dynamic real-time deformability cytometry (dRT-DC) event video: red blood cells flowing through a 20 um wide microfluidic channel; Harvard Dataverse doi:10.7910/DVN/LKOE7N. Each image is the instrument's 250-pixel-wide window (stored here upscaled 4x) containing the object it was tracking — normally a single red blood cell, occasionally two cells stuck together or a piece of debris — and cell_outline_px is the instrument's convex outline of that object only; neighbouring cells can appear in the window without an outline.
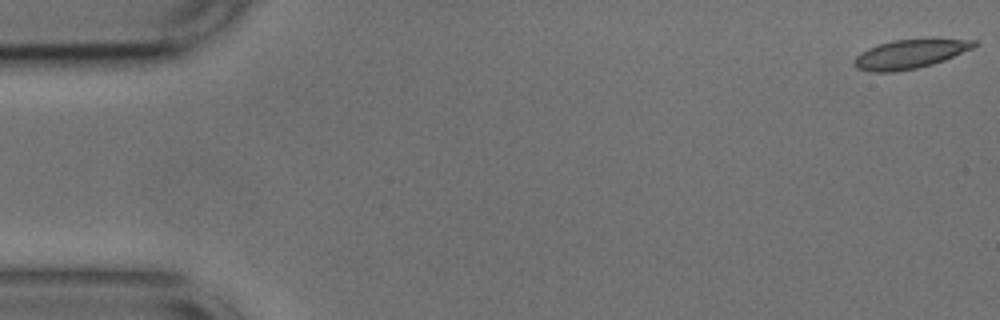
{"species": "common noctule bat (a hibernating species)", "species_latin": "Nyctalus noctula", "temperature_condition": "cold", "stored_images_in_passage": 55, "camera_frame_rate_fps": 3000, "um_per_image_px": 0.085, "animal": {"sex": "male", "body_mass_g": 17.9, "forearm_length_mm": 54.2}, "frame": {"image": 1, "passage_image": 1, "time_ms": 0.0, "image_size_px": [1000, 320], "cell_outline_px": [[980, 44], [972, 48], [944, 60], [932, 64], [916, 68], [892, 72], [872, 72], [856, 68], [856, 56], [868, 48], [892, 40], [976, 40]], "centroid_in_image_um": [77.34, 4.61], "position_along_channel_um": 7.7, "area_um2": 19.59}}
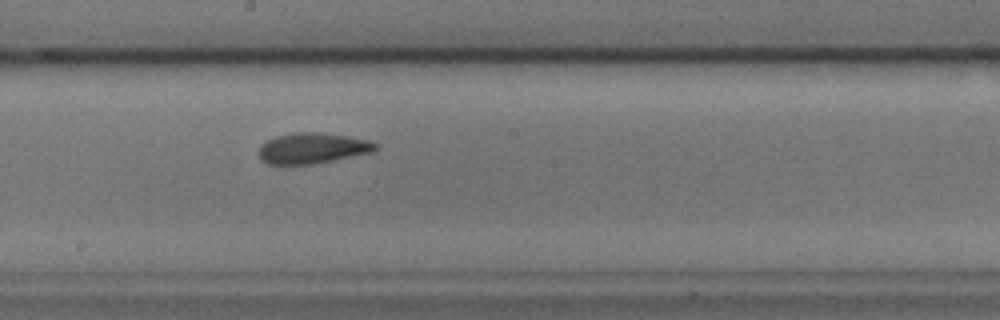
{"frame": {"image": 2, "passage_image": 29, "time_ms": 9.333, "image_size_px": [1000, 320], "cell_outline_px": [[376, 148], [372, 152], [312, 164], [268, 164], [260, 160], [260, 144], [276, 136], [296, 132], [316, 132], [348, 136], [368, 140], [376, 144]], "centroid_in_image_um": [26.52, 12.59], "position_along_channel_um": 221.7, "area_um2": 20.58}}
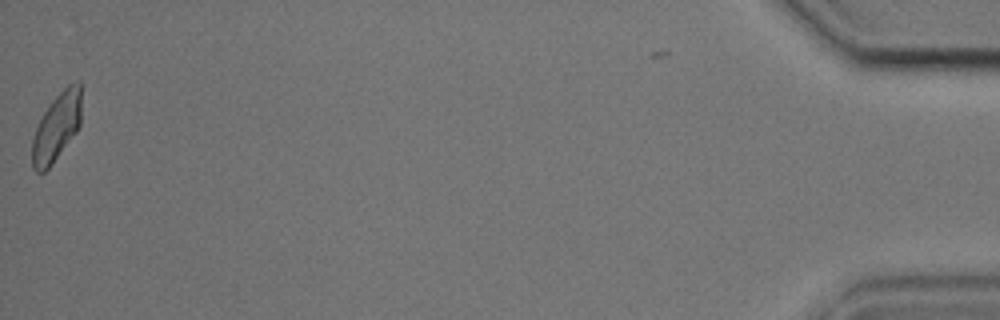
{"frame": {"image": 3, "passage_image": 54, "time_ms": 17.667, "image_size_px": [1000, 320], "cell_outline_px": [[80, 124], [76, 132], [52, 164], [44, 172], [36, 172], [32, 168], [32, 140], [36, 128], [44, 112], [52, 100], [68, 84], [76, 80], [80, 80]], "centroid_in_image_um": [4.8, 10.8], "position_along_channel_um": 430.4, "area_um2": 19.31}, "authors_computed_cell_mechanics": {"area_um2": 20.519, "velocity_mm_per_s": 3.6839, "shape_relaxation_time_tau1_ms": 7.9131, "shape_relaxation_time_tau2_ms": 2.7776, "deformation_change_tau1": 0.1378, "deformation_change_tau2": 0.0827}}